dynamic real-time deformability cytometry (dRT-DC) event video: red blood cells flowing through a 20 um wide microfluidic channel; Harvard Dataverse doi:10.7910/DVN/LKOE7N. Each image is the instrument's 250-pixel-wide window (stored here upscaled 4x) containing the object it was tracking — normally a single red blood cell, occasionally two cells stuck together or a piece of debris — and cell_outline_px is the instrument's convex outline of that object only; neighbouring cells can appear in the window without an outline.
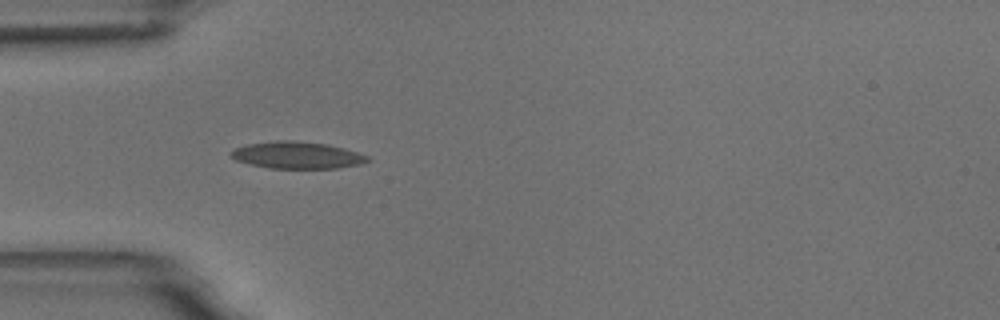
{"species": "common noctule bat (a hibernating species)", "species_latin": "Nyctalus noctula", "temperature_condition": "room temperature", "stored_images_in_passage": 5, "camera_frame_rate_fps": 3000, "um_per_image_px": 0.085, "animal": {"sex": "male", "body_mass_g": 18.8}, "frame": {"image": 1, "passage_image": 4, "time_ms": 3.667, "image_size_px": [1000, 320], "cell_outline_px": [[372, 160], [360, 164], [340, 168], [268, 168], [236, 160], [228, 156], [228, 152], [232, 148], [248, 144], [276, 140], [292, 140], [328, 144], [344, 148], [368, 156]], "centroid_in_image_um": [25.22, 13.18], "position_along_channel_um": 59.8, "area_um2": 21.62}}